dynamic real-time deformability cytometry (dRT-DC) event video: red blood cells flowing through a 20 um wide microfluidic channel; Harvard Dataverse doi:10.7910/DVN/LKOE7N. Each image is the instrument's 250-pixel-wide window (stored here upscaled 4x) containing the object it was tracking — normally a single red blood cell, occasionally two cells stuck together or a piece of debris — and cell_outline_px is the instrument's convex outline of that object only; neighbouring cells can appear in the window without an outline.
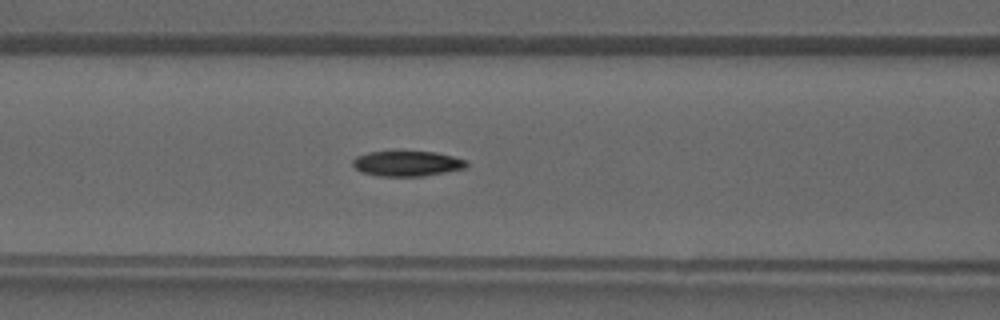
{"species": "common noctule bat (a hibernating species)", "species_latin": "Nyctalus noctula", "temperature_condition": "warm", "stored_images_in_passage": 33, "camera_frame_rate_fps": 3000, "um_per_image_px": 0.085, "animal": {"sex": "male", "forearm_length_mm": 52.5}, "frame": {"image": 1, "passage_image": 9, "time_ms": 2.667, "image_size_px": [1000, 320], "cell_outline_px": [[468, 164], [464, 168], [424, 176], [380, 176], [364, 172], [356, 168], [352, 164], [352, 160], [356, 156], [368, 152], [436, 152], [452, 156], [464, 160]], "centroid_in_image_um": [34.58, 13.9], "position_along_channel_um": 132.0, "area_um2": 16.42}}
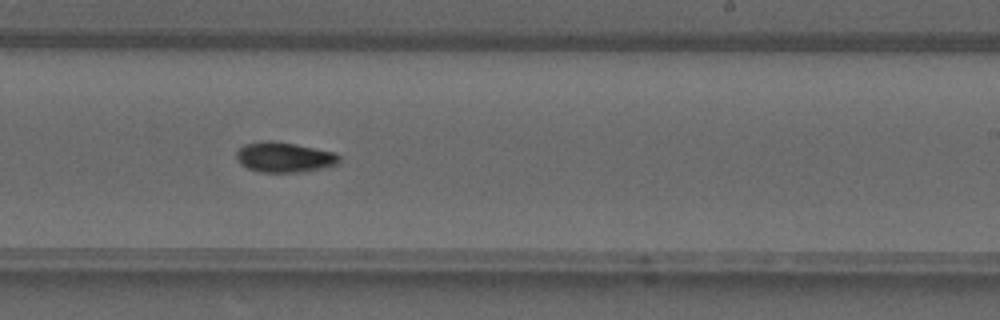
{"frame": {"image": 2, "passage_image": 17, "time_ms": 5.333, "image_size_px": [1000, 320], "cell_outline_px": [[340, 164], [324, 168], [304, 172], [260, 172], [248, 168], [240, 164], [236, 156], [236, 152], [244, 144], [264, 140], [272, 140], [336, 152], [340, 156]], "centroid_in_image_um": [24.19, 13.37], "position_along_channel_um": 264.8, "area_um2": 18.26}}
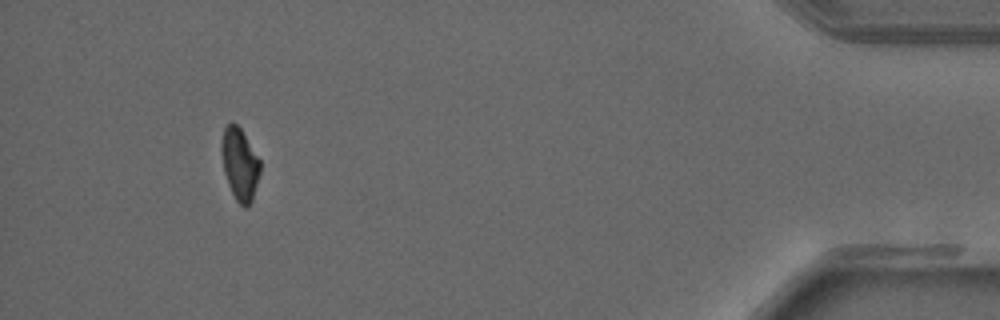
{"frame": {"image": 3, "passage_image": 30, "time_ms": 9.667, "image_size_px": [1000, 320], "cell_outline_px": [[260, 172], [252, 200], [248, 208], [244, 208], [236, 200], [228, 184], [224, 172], [220, 148], [224, 128], [232, 120], [240, 128], [260, 160]], "centroid_in_image_um": [20.37, 13.95], "position_along_channel_um": 414.8, "area_um2": 16.18}}